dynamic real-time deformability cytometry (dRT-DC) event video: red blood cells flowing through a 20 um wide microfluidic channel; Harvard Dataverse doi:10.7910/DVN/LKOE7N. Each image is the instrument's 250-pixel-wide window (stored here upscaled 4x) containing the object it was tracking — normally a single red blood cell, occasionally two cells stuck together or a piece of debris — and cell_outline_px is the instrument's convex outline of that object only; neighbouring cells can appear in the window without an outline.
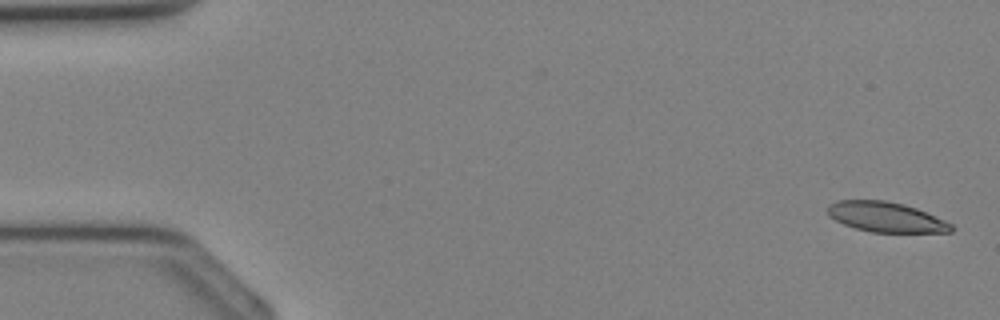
{"species": "Egyptian fruit bat (a non-hibernating species)", "species_latin": "Rousettus aegyptiacus", "temperature_condition": "cold", "stored_images_in_passage": 35, "camera_frame_rate_fps": 3000, "um_per_image_px": 0.085, "animal": {"sex": "female"}, "frame": {"image": 1, "passage_image": 1, "time_ms": 0.0, "image_size_px": [1000, 320], "cell_outline_px": [[952, 232], [872, 232], [856, 228], [844, 224], [828, 216], [828, 204], [836, 200], [884, 200], [904, 204], [916, 208], [944, 220], [952, 224]], "centroid_in_image_um": [75.27, 18.44], "position_along_channel_um": 9.7, "area_um2": 21.5}}
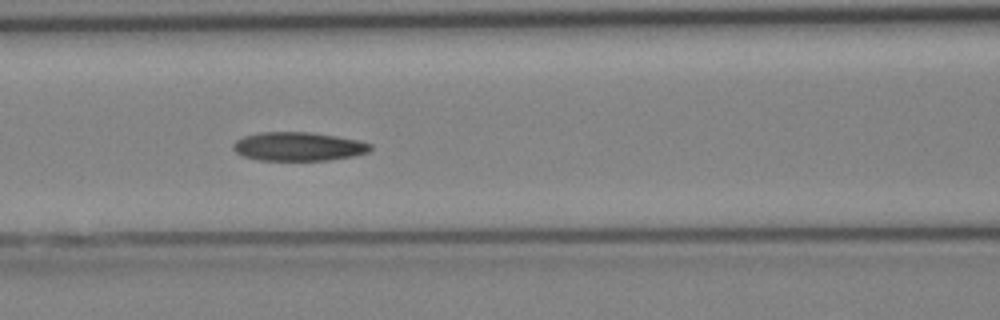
{"frame": {"image": 2, "passage_image": 15, "time_ms": 4.667, "image_size_px": [1000, 320], "cell_outline_px": [[372, 148], [368, 152], [352, 156], [328, 160], [256, 160], [244, 156], [236, 152], [232, 148], [232, 144], [236, 140], [244, 136], [260, 132], [308, 132], [336, 136], [360, 140], [372, 144]], "centroid_in_image_um": [25.35, 12.45], "position_along_channel_um": 141.2, "area_um2": 23.0}}
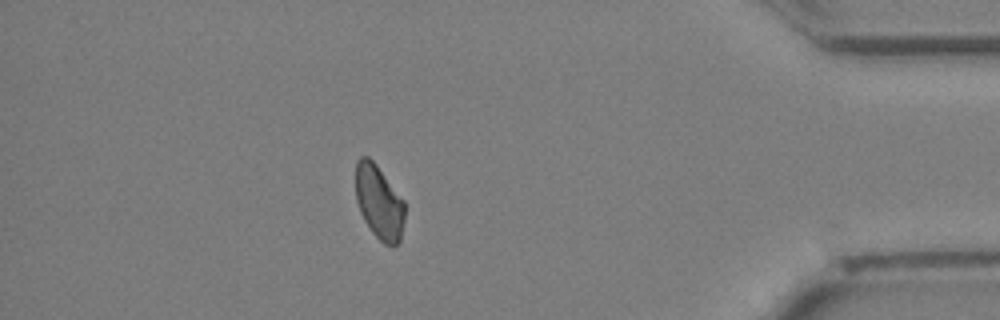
{"frame": {"image": 3, "passage_image": 31, "time_ms": 10.0, "image_size_px": [1000, 320], "cell_outline_px": [[404, 220], [400, 240], [392, 248], [384, 244], [372, 232], [364, 220], [360, 212], [356, 200], [356, 160], [360, 156], [368, 156], [376, 164], [404, 200]], "centroid_in_image_um": [32.22, 17.19], "position_along_channel_um": 403.0, "area_um2": 21.21}}